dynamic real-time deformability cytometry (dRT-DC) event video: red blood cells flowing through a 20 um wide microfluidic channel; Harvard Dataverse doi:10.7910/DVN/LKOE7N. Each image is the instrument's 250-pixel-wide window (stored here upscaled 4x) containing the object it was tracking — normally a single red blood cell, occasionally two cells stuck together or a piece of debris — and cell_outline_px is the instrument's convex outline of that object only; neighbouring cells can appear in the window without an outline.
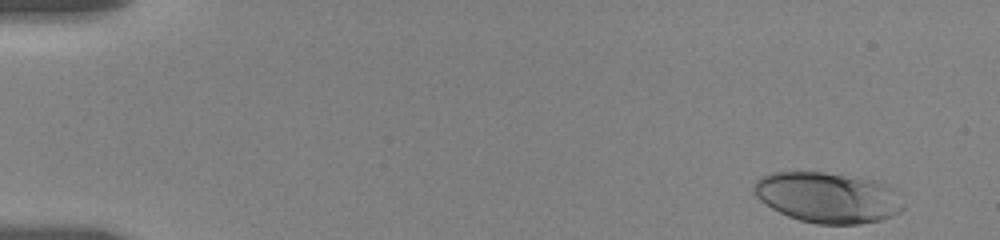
{"species": "human", "species_latin": "Homo sapiens", "temperature_condition": "room temperature", "stored_images_in_passage": 27, "camera_frame_rate_fps": 3000, "um_per_image_px": 0.085, "donor": {"sex": "female"}, "frame": {"image": 1, "passage_image": 1, "time_ms": 0.0, "image_size_px": [1000, 240], "cell_outline_px": [[904, 208], [900, 212], [892, 216], [880, 220], [860, 224], [816, 224], [800, 220], [788, 216], [772, 208], [760, 200], [756, 196], [752, 188], [756, 180], [760, 176], [772, 172], [824, 172], [880, 180], [892, 192]], "centroid_in_image_um": [70.3, 16.78], "position_along_channel_um": 14.7, "area_um2": 43.81}}
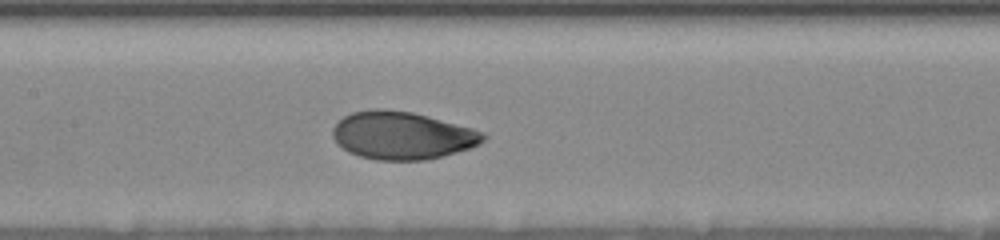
{"frame": {"image": 2, "passage_image": 15, "time_ms": 8.0, "image_size_px": [1000, 240], "cell_outline_px": [[488, 136], [480, 144], [444, 156], [424, 160], [376, 160], [360, 156], [348, 152], [332, 136], [332, 128], [344, 116], [352, 112], [368, 108], [388, 108], [412, 112], [428, 116], [472, 128], [484, 132]], "centroid_in_image_um": [34.18, 11.5], "position_along_channel_um": 173.2, "area_um2": 42.02}}
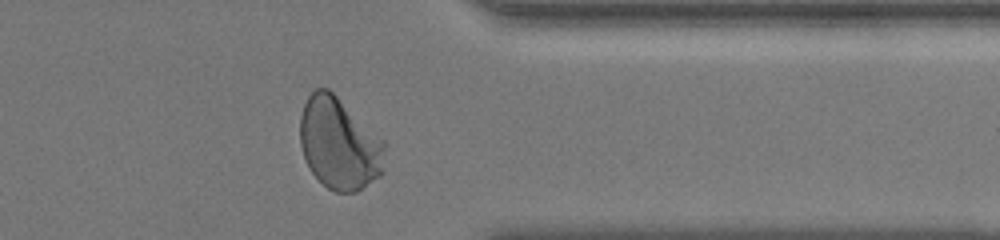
{"frame": {"image": 3, "passage_image": 26, "time_ms": 14.0, "image_size_px": [1000, 240], "cell_outline_px": [[384, 148], [380, 176], [356, 192], [336, 192], [328, 188], [312, 172], [304, 156], [300, 144], [300, 116], [304, 104], [308, 96], [316, 88], [328, 88], [384, 140]], "centroid_in_image_um": [28.81, 12.19], "position_along_channel_um": 382.6, "area_um2": 44.8}, "authors_computed_cell_mechanics": {"area_um2": 41.8472, "velocity_mm_per_s": 3.577, "shape_relaxation_time_tau1_ms": 3.1717, "shape_relaxation_time_tau2_ms": null, "deformation_change_tau1": 0.1391, "deformation_change_tau2": null}}